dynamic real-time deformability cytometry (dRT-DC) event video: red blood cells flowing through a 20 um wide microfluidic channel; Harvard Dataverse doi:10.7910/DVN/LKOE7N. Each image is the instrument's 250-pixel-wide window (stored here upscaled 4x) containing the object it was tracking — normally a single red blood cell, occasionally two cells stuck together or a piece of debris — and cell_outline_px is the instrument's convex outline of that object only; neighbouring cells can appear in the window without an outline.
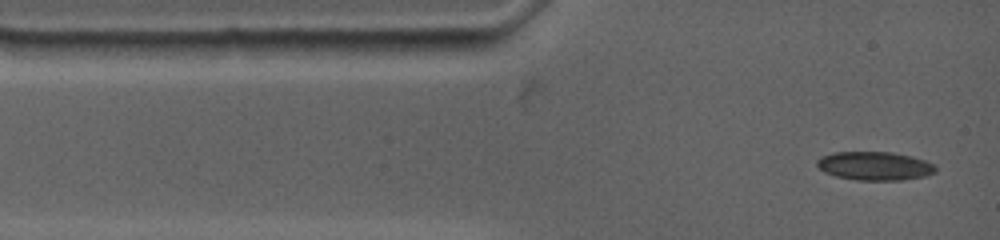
{"species": "common noctule bat (a hibernating species)", "species_latin": "Nyctalus noctula", "temperature_condition": "warm", "stored_images_in_passage": 85, "camera_frame_rate_fps": 4500, "um_per_image_px": 0.085, "animal": {"sex": "female", "body_mass_g": 19.0, "forearm_length_mm": 53.3}, "frame": {"image": 1, "passage_image": 1, "time_ms": 0.0, "image_size_px": [1000, 240], "cell_outline_px": [[936, 172], [924, 176], [900, 180], [856, 180], [836, 176], [824, 172], [816, 164], [816, 160], [820, 156], [832, 152], [892, 152], [912, 156], [924, 160], [932, 164], [936, 168]], "centroid_in_image_um": [74.31, 14.1], "position_along_channel_um": 10.7, "area_um2": 19.77}}
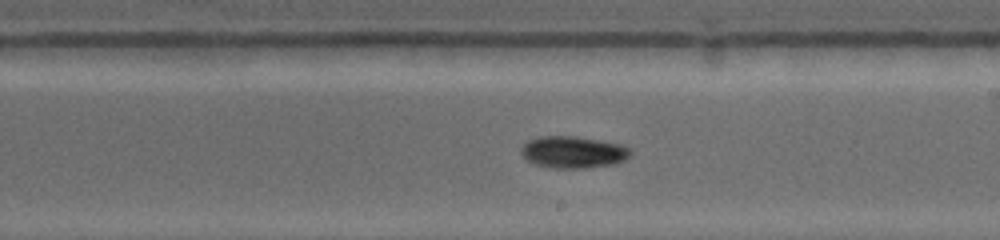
{"frame": {"image": 2, "passage_image": 38, "time_ms": 7.111, "image_size_px": [1000, 240], "cell_outline_px": [[632, 156], [616, 164], [584, 168], [552, 168], [536, 164], [520, 156], [520, 148], [528, 140], [540, 136], [576, 136], [620, 144], [632, 148]], "centroid_in_image_um": [48.73, 12.93], "position_along_channel_um": 240.3, "area_um2": 20.58}}
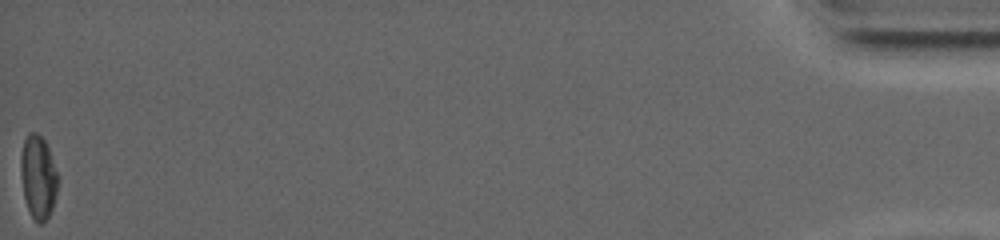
{"frame": {"image": 3, "passage_image": 85, "time_ms": 17.111, "image_size_px": [1000, 240], "cell_outline_px": [[56, 192], [52, 208], [48, 216], [40, 224], [32, 216], [28, 208], [24, 196], [20, 168], [20, 156], [24, 140], [28, 132], [36, 132], [44, 140], [48, 148], [56, 172]], "centroid_in_image_um": [3.21, 15.0], "position_along_channel_um": 432.0, "area_um2": 17.46}, "authors_computed_cell_mechanics": {"area_um2": 18.6116, "velocity_mm_per_s": 3.6802, "shape_relaxation_time_tau1_ms": 3.6913, "shape_relaxation_time_tau2_ms": null, "deformation_change_tau1": 0.1294, "deformation_change_tau2": null}}